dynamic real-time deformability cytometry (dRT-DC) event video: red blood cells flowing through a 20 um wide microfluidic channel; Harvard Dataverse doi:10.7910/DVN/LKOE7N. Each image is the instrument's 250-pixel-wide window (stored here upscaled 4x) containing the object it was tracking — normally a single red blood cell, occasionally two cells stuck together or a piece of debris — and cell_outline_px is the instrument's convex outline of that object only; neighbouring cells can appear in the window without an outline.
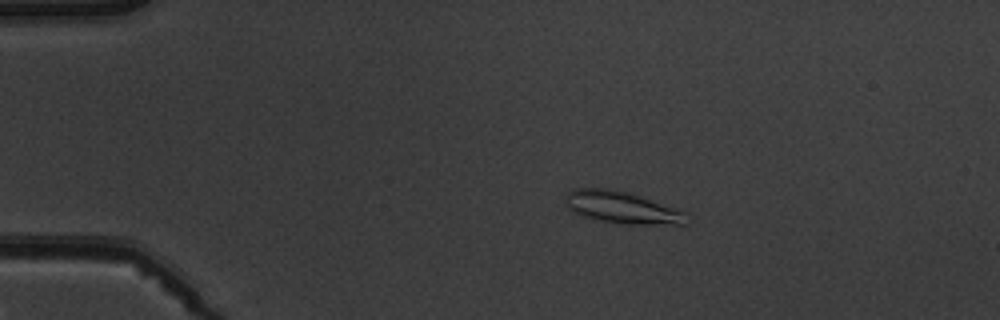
{"species": "common noctule bat (a hibernating species)", "species_latin": "Nyctalus noctula", "temperature_condition": "warm", "stored_images_in_passage": 4, "camera_frame_rate_fps": 3000, "um_per_image_px": 0.085, "animal": {"sex": "male", "body_mass_g": 19.5, "forearm_length_mm": 54.6}, "frame": {"image": 1, "passage_image": 2, "time_ms": 2.333, "image_size_px": [1000, 320], "cell_outline_px": [[688, 224], [628, 224], [600, 220], [584, 216], [572, 212], [568, 208], [564, 200], [564, 196], [572, 188], [608, 188], [632, 192], [688, 212]], "centroid_in_image_um": [52.89, 17.61], "position_along_channel_um": 32.1, "area_um2": 23.06}}